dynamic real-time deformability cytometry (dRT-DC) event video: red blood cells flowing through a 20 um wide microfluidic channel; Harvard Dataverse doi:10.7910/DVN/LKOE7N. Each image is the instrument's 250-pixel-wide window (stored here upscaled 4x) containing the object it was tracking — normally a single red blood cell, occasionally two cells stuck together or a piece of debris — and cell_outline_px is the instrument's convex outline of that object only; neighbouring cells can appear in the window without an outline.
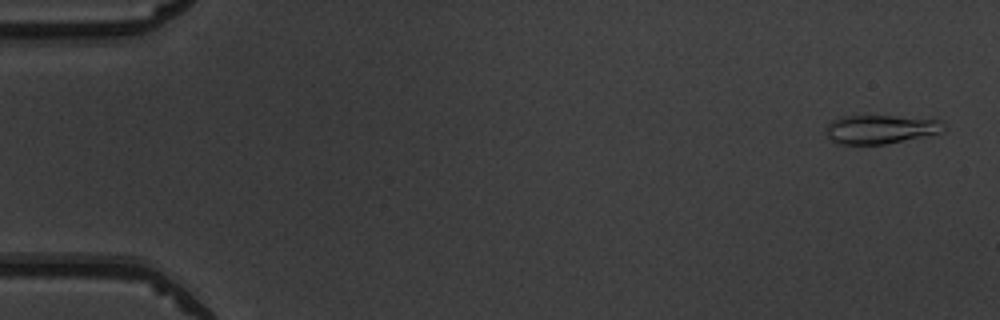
{"species": "common noctule bat (a hibernating species)", "species_latin": "Nyctalus noctula", "temperature_condition": "warm", "stored_images_in_passage": 51, "camera_frame_rate_fps": 3000, "um_per_image_px": 0.085, "animal": {"sex": "male", "body_mass_g": 19.5, "forearm_length_mm": 54.6}, "frame": {"image": 1, "passage_image": 2, "time_ms": 0.333, "image_size_px": [1000, 320], "cell_outline_px": [[944, 132], [884, 144], [840, 144], [832, 140], [824, 132], [824, 128], [832, 120], [840, 116], [892, 116], [940, 120]], "centroid_in_image_um": [74.77, 10.99], "position_along_channel_um": 10.2, "area_um2": 19.54}}
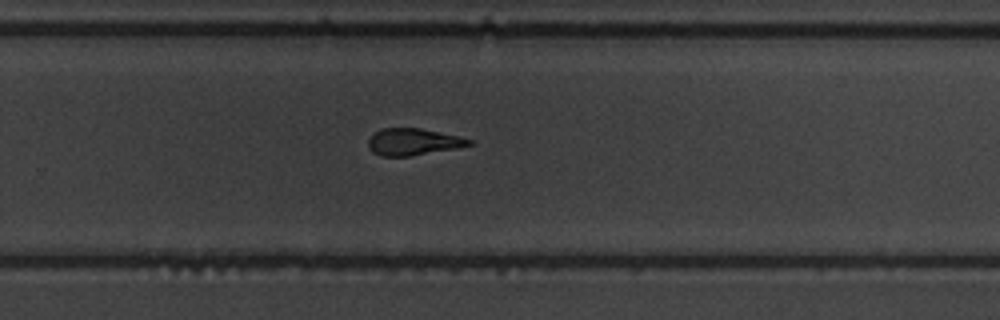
{"frame": {"image": 2, "passage_image": 34, "time_ms": 11.0, "image_size_px": [1000, 320], "cell_outline_px": [[472, 144], [456, 148], [408, 156], [380, 156], [372, 152], [368, 144], [368, 140], [376, 132], [384, 128], [420, 128], [460, 136], [472, 140]], "centroid_in_image_um": [35.12, 12.05], "position_along_channel_um": 294.7, "area_um2": 15.55}}
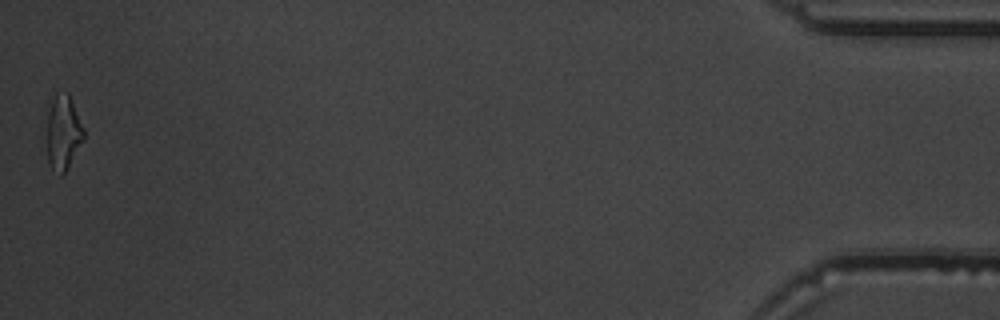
{"frame": {"image": 3, "passage_image": 51, "time_ms": 16.667, "image_size_px": [1000, 320], "cell_outline_px": [[84, 140], [64, 172], [60, 176], [48, 164], [48, 112], [52, 100], [56, 92], [68, 92], [84, 128]], "centroid_in_image_um": [5.39, 11.24], "position_along_channel_um": 429.8, "area_um2": 15.78}, "authors_computed_cell_mechanics": {"area_um2": 16.6464, "velocity_mm_per_s": 3.9922, "shape_relaxation_time_tau1_ms": 3.7185, "shape_relaxation_time_tau2_ms": 2.3559, "deformation_change_tau1": 0.1729, "deformation_change_tau2": 0.1383}}